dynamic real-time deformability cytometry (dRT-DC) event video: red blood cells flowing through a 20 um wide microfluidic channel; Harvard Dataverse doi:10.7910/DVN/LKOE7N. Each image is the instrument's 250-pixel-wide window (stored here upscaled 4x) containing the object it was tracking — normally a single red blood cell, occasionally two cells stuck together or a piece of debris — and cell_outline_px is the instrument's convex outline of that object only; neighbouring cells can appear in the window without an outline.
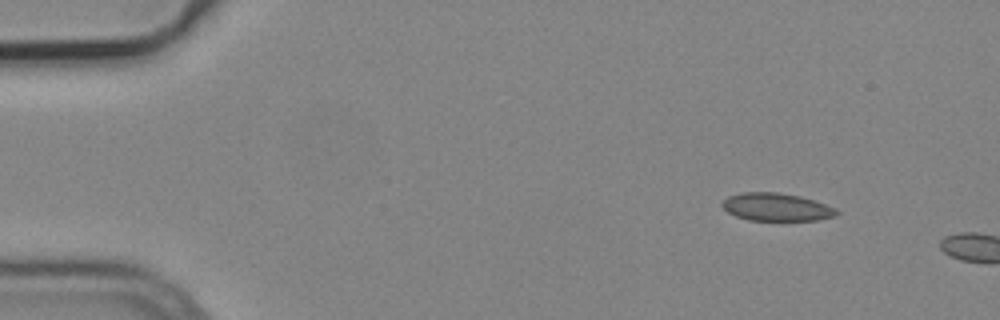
{"species": "common noctule bat (a hibernating species)", "species_latin": "Nyctalus noctula", "temperature_condition": "cold", "stored_images_in_passage": 2, "camera_frame_rate_fps": 3000, "um_per_image_px": 0.085, "animal": {"sex": "male", "body_mass_g": 19.2, "forearm_length_mm": 51.8}, "frame": {"image": 1, "passage_image": 1, "time_ms": 0.0, "image_size_px": [1000, 320], "cell_outline_px": [[840, 212], [836, 216], [816, 220], [748, 220], [736, 216], [728, 212], [720, 204], [728, 196], [740, 192], [776, 192], [800, 196], [836, 208]], "centroid_in_image_um": [65.98, 17.6], "position_along_channel_um": 19.0, "area_um2": 18.5}}